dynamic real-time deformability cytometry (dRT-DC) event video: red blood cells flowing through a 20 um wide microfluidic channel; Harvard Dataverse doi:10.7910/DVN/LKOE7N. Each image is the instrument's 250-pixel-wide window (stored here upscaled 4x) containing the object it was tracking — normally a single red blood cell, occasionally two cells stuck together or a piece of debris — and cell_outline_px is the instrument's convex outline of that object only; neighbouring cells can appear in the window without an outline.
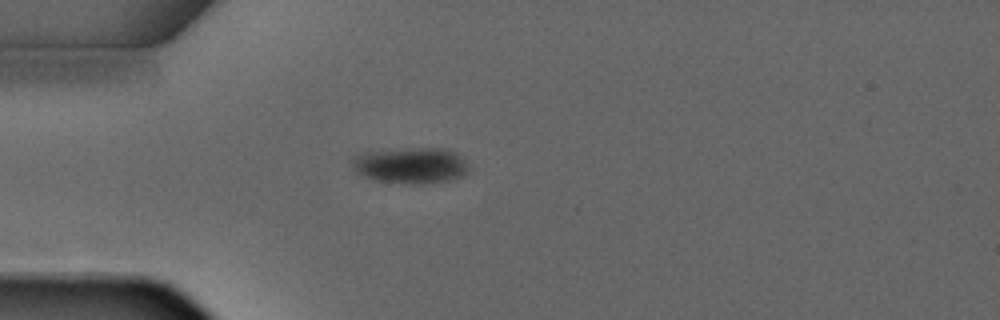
{"species": "common noctule bat (a hibernating species)", "species_latin": "Nyctalus noctula", "temperature_condition": "warm", "stored_images_in_passage": 1, "camera_frame_rate_fps": 3000, "um_per_image_px": 0.085, "animal": {"sex": "male", "forearm_length_mm": 52.5}, "frame": {"image": 1, "passage_image": 1, "time_ms": 0.0, "image_size_px": [1000, 320], "cell_outline_px": [[468, 172], [464, 176], [448, 180], [424, 184], [412, 184], [376, 180], [364, 176], [356, 172], [352, 168], [348, 160], [352, 156], [364, 152], [408, 148], [448, 148], [456, 152], [464, 160], [468, 168]], "centroid_in_image_um": [34.88, 14.05], "position_along_channel_um": 50.1, "area_um2": 24.8}}